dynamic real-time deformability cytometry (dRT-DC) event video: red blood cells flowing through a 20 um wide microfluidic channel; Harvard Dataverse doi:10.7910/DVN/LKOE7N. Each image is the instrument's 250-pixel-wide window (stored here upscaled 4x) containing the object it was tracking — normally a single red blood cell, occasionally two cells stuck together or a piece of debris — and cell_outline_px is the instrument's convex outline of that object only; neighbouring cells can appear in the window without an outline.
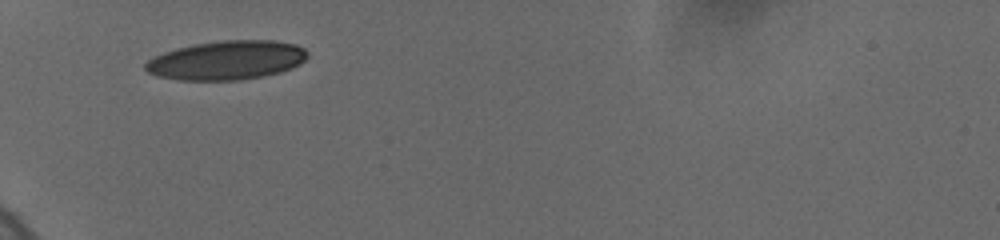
{"species": "human", "species_latin": "Homo sapiens", "temperature_condition": "cold", "stored_images_in_passage": 48, "camera_frame_rate_fps": 3000, "um_per_image_px": 0.085, "donor": {"sex": "female"}, "frame": {"image": 1, "passage_image": 1, "time_ms": 0.0, "image_size_px": [1000, 240], "cell_outline_px": [[308, 56], [300, 64], [280, 72], [240, 80], [180, 80], [160, 76], [148, 72], [144, 68], [144, 64], [148, 60], [164, 52], [176, 48], [196, 44], [224, 40], [272, 40], [296, 44], [304, 48]], "centroid_in_image_um": [19.27, 5.11], "position_along_channel_um": 65.7, "area_um2": 36.59}}
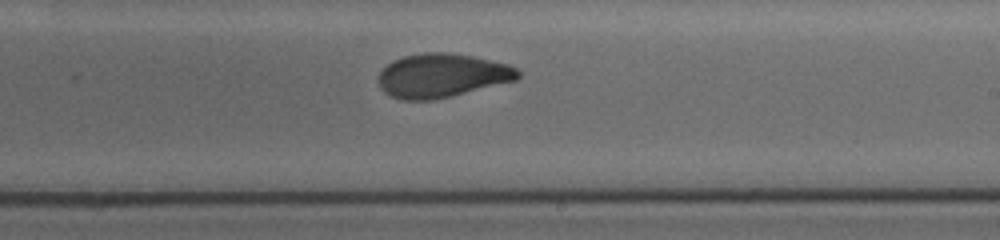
{"frame": {"image": 2, "passage_image": 27, "time_ms": 5.333, "image_size_px": [1000, 240], "cell_outline_px": [[520, 76], [516, 80], [452, 96], [432, 100], [404, 100], [392, 96], [384, 92], [380, 88], [376, 80], [376, 76], [392, 60], [404, 56], [424, 52], [444, 52], [472, 56], [508, 64], [516, 68], [520, 72]], "centroid_in_image_um": [37.53, 6.42], "position_along_channel_um": 251.5, "area_um2": 35.72}}
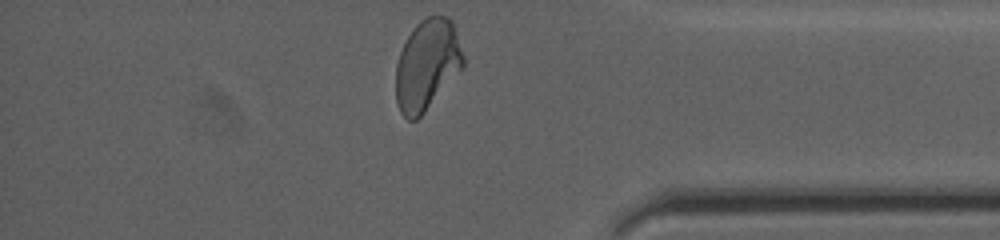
{"frame": {"image": 3, "passage_image": 47, "time_ms": 9.667, "image_size_px": [1000, 240], "cell_outline_px": [[464, 68], [424, 112], [416, 120], [408, 120], [400, 112], [396, 104], [396, 64], [400, 52], [408, 36], [416, 24], [420, 20], [428, 16], [448, 16], [452, 20], [464, 56]], "centroid_in_image_um": [36.31, 5.52], "position_along_channel_um": 398.9, "area_um2": 35.72}, "authors_computed_cell_mechanics": {"area_um2": 36.3273, "velocity_mm_per_s": 3.6884, "shape_relaxation_time_tau1_ms": 4.1406, "shape_relaxation_time_tau2_ms": 1.3823, "deformation_change_tau1": 0.1545, "deformation_change_tau2": 0.0693}}